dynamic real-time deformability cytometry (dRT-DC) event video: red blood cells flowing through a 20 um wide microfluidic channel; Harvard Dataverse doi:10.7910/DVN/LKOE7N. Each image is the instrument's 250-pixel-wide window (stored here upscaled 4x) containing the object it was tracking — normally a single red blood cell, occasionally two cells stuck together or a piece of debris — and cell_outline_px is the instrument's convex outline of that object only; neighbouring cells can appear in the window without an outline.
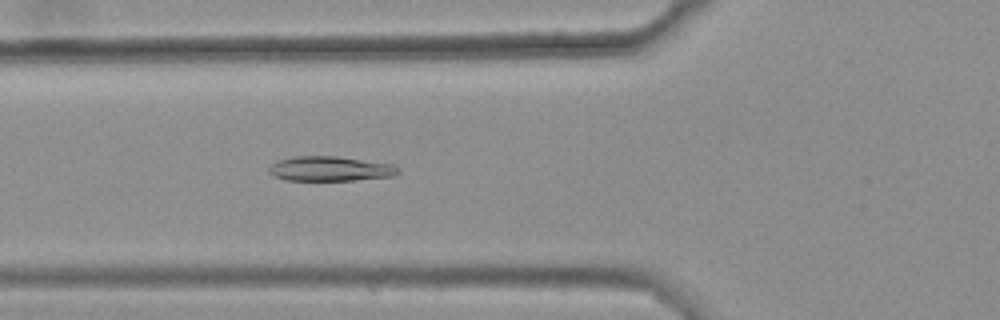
{"species": "common noctule bat (a hibernating species)", "species_latin": "Nyctalus noctula", "temperature_condition": "warm", "stored_images_in_passage": 47, "camera_frame_rate_fps": 3000, "um_per_image_px": 0.085, "animal": {"sex": "female", "body_mass_g": 25.1}, "frame": {"image": 1, "passage_image": 19, "time_ms": 6.0, "image_size_px": [1000, 320], "cell_outline_px": [[400, 172], [392, 176], [352, 180], [288, 180], [276, 176], [268, 172], [268, 168], [272, 164], [280, 160], [292, 156], [336, 156], [392, 164], [400, 168]], "centroid_in_image_um": [28.07, 14.33], "position_along_channel_um": 97.7, "area_um2": 18.44}}
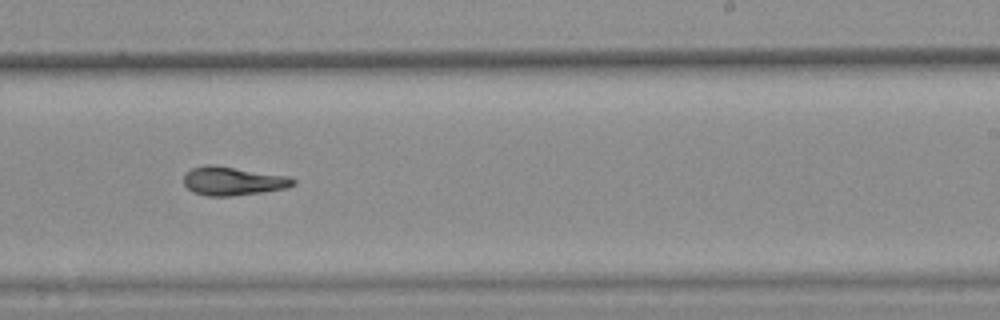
{"frame": {"image": 2, "passage_image": 33, "time_ms": 10.667, "image_size_px": [1000, 320], "cell_outline_px": [[296, 184], [288, 188], [264, 192], [228, 196], [208, 196], [192, 192], [184, 184], [184, 176], [192, 168], [204, 164], [212, 164], [292, 176], [296, 180]], "centroid_in_image_um": [19.86, 15.38], "position_along_channel_um": 269.1, "area_um2": 18.55}}
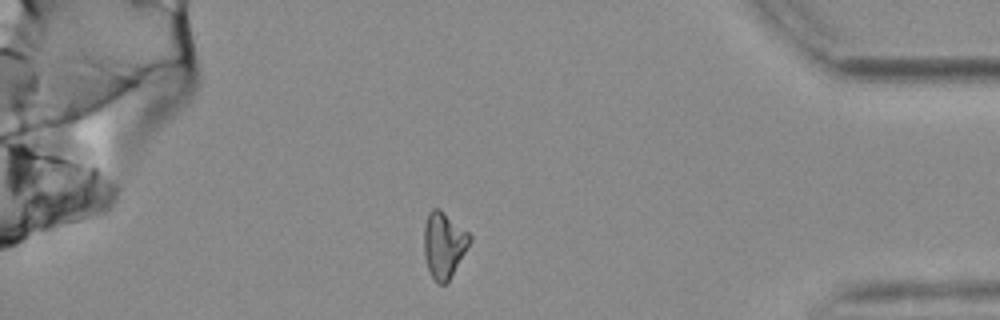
{"frame": {"image": 3, "passage_image": 46, "time_ms": 15.0, "image_size_px": [1000, 320], "cell_outline_px": [[472, 240], [448, 280], [444, 284], [436, 284], [428, 268], [424, 256], [424, 228], [428, 212], [432, 208], [440, 208], [468, 232], [472, 236]], "centroid_in_image_um": [37.71, 20.78], "position_along_channel_um": 397.5, "area_um2": 17.46}, "authors_computed_cell_mechanics": {"area_um2": 18.4382, "velocity_mm_per_s": 3.675, "shape_relaxation_time_tau1_ms": null, "shape_relaxation_time_tau2_ms": 3.7654, "deformation_change_tau1": null, "deformation_change_tau2": 0.0928}}